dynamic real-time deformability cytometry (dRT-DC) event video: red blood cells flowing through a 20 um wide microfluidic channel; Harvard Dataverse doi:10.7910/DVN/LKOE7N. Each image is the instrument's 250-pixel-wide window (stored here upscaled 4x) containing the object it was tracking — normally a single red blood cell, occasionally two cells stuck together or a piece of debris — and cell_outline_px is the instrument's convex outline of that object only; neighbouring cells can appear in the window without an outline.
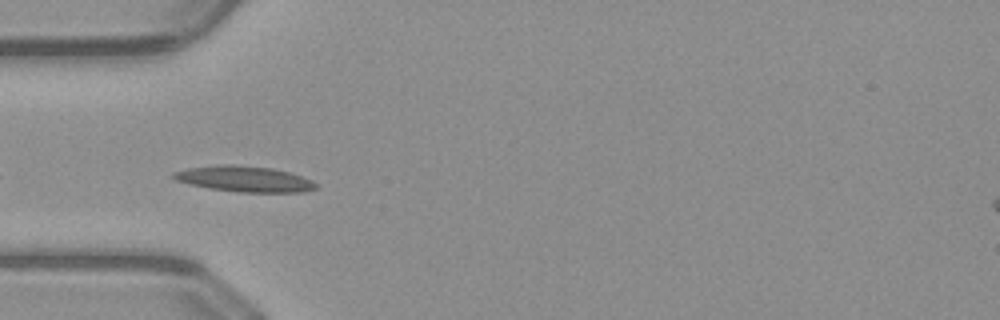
{"species": "common noctule bat (a hibernating species)", "species_latin": "Nyctalus noctula", "temperature_condition": "warm", "stored_images_in_passage": 44, "camera_frame_rate_fps": 3000, "um_per_image_px": 0.085, "animal": {"sex": "male", "body_mass_g": 23.1, "forearm_length_mm": 52.7}, "frame": {"image": 1, "passage_image": 10, "time_ms": 3.0, "image_size_px": [1000, 320], "cell_outline_px": [[316, 188], [304, 192], [240, 192], [208, 188], [176, 180], [172, 176], [172, 172], [188, 168], [220, 164], [232, 164], [272, 168], [288, 172], [312, 180], [316, 184]], "centroid_in_image_um": [20.76, 15.2], "position_along_channel_um": 64.2, "area_um2": 21.21}}
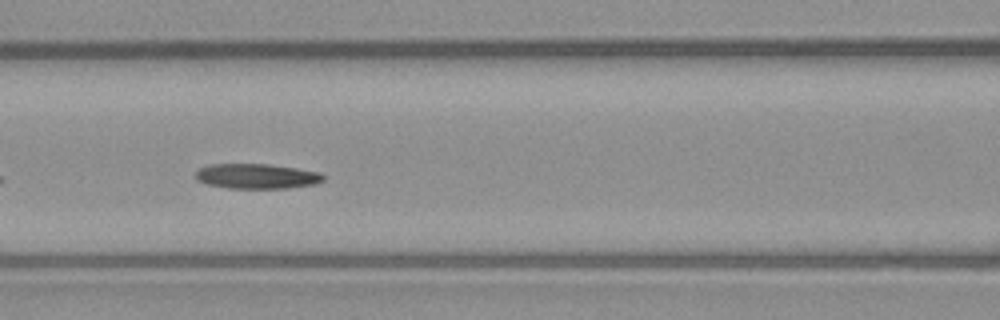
{"frame": {"image": 2, "passage_image": 16, "time_ms": 5.0, "image_size_px": [1000, 320], "cell_outline_px": [[324, 180], [316, 184], [288, 188], [228, 188], [208, 184], [196, 180], [196, 172], [200, 168], [208, 164], [268, 164], [296, 168], [320, 172], [324, 176]], "centroid_in_image_um": [21.83, 14.97], "position_along_channel_um": 144.8, "area_um2": 18.61}}
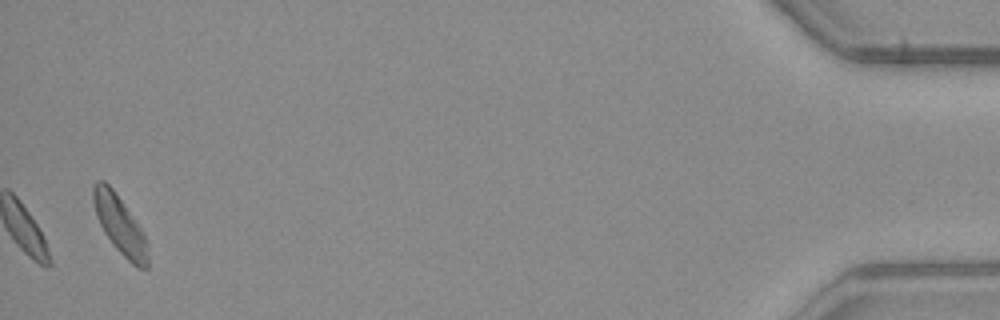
{"frame": {"image": 3, "passage_image": 44, "time_ms": 14.333, "image_size_px": [1000, 320], "cell_outline_px": [[148, 268], [140, 268], [132, 264], [116, 248], [104, 232], [96, 216], [92, 200], [92, 188], [96, 180], [104, 180], [112, 188], [140, 228], [148, 244]], "centroid_in_image_um": [10.16, 19.11], "position_along_channel_um": 425.0, "area_um2": 18.15}}